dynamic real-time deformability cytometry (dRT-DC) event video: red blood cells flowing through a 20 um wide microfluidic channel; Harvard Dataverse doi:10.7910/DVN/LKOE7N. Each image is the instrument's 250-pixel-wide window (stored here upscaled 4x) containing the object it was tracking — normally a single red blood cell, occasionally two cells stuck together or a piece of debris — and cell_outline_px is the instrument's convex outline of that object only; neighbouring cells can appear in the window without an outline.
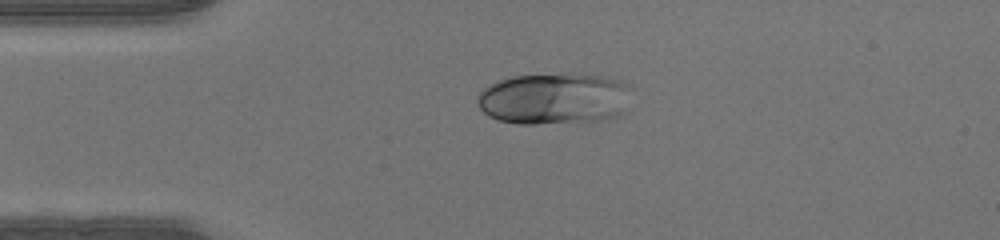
{"species": "human", "species_latin": "Homo sapiens", "temperature_condition": "warm", "stored_images_in_passage": 37, "camera_frame_rate_fps": 3000, "um_per_image_px": 0.085, "donor": {"sex": "male"}, "frame": {"image": 1, "passage_image": 1, "time_ms": 0.0, "image_size_px": [1000, 240], "cell_outline_px": [[636, 88], [620, 112], [616, 116], [600, 120], [532, 124], [520, 124], [500, 120], [488, 116], [480, 108], [476, 100], [476, 96], [488, 84], [512, 76], [596, 76], [624, 80], [632, 84]], "centroid_in_image_um": [47.12, 8.4], "position_along_channel_um": 37.9, "area_um2": 45.72}}
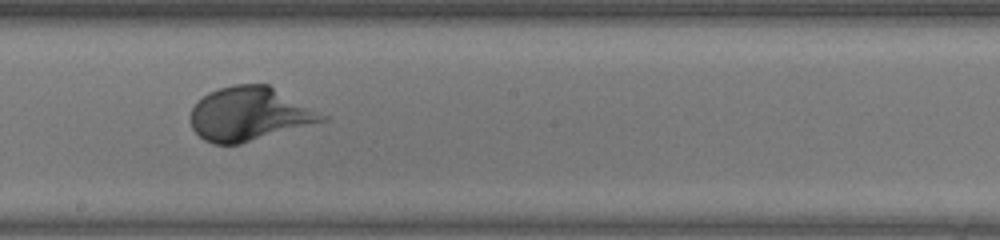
{"frame": {"image": 2, "passage_image": 16, "time_ms": 5.0, "image_size_px": [1000, 240], "cell_outline_px": [[328, 120], [240, 144], [212, 144], [204, 140], [192, 128], [188, 120], [188, 116], [192, 108], [208, 92], [220, 88], [236, 84], [268, 84], [328, 116]], "centroid_in_image_um": [21.18, 9.7], "position_along_channel_um": 227.0, "area_um2": 41.15}}
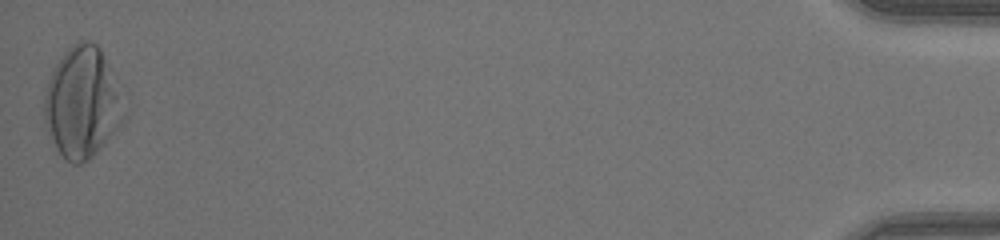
{"frame": {"image": 3, "passage_image": 37, "time_ms": 12.0, "image_size_px": [1000, 240], "cell_outline_px": [[128, 116], [104, 144], [88, 160], [80, 164], [72, 164], [64, 160], [56, 148], [44, 120], [44, 96], [48, 80], [56, 64], [64, 52], [76, 40], [88, 40], [96, 44], [100, 48]], "centroid_in_image_um": [6.97, 8.75], "position_along_channel_um": 428.2, "area_um2": 50.98}}